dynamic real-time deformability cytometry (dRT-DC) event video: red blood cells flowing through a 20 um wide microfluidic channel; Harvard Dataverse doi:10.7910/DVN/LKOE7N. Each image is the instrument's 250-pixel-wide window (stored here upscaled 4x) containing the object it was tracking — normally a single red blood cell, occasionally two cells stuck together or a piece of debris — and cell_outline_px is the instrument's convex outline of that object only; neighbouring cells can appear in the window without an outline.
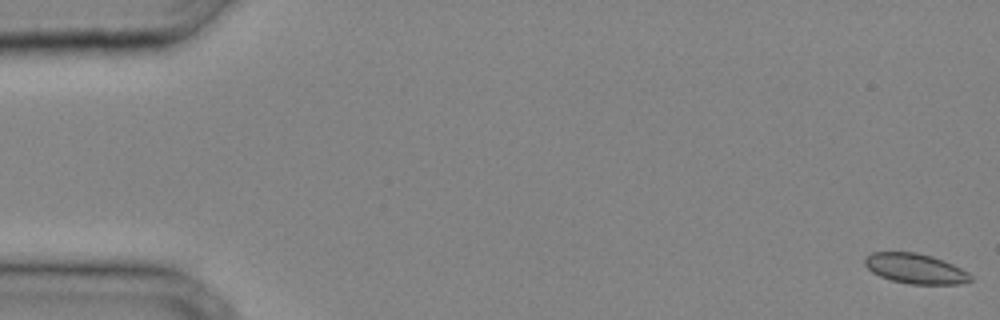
{"species": "common noctule bat (a hibernating species)", "species_latin": "Nyctalus noctula", "temperature_condition": "cold", "stored_images_in_passage": 11, "camera_frame_rate_fps": 3000, "um_per_image_px": 0.085, "animal": {"sex": "male", "body_mass_g": 20.4}, "frame": {"image": 1, "passage_image": 1, "time_ms": 0.0, "image_size_px": [1000, 320], "cell_outline_px": [[972, 280], [960, 284], [908, 284], [892, 280], [880, 276], [872, 272], [864, 264], [864, 256], [872, 252], [916, 252], [932, 256], [944, 260], [968, 272], [972, 276]], "centroid_in_image_um": [77.79, 22.82], "position_along_channel_um": 7.2, "area_um2": 18.61}}